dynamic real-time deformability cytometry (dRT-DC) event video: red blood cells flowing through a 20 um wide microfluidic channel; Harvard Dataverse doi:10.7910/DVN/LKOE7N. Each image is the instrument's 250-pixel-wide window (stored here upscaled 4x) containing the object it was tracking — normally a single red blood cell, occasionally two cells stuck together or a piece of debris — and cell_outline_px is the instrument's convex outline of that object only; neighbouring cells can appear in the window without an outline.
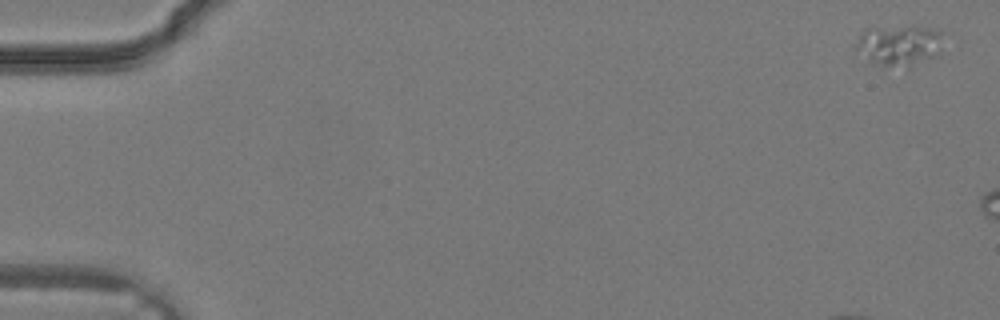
{"species": "common noctule bat (a hibernating species)", "species_latin": "Nyctalus noctula", "temperature_condition": "warm", "stored_images_in_passage": 8, "camera_frame_rate_fps": 3000, "um_per_image_px": 0.085, "animal": {"sex": "male", "body_mass_g": 19.2, "forearm_length_mm": 51.8}, "frame": {"image": 1, "passage_image": 1, "time_ms": 0.0, "image_size_px": [1000, 320], "cell_outline_px": [[940, 32], [932, 56], [908, 68], [884, 68], [872, 64], [856, 48], [856, 44], [860, 36], [868, 28], [932, 28]], "centroid_in_image_um": [76.29, 3.92], "position_along_channel_um": 8.7, "area_um2": 19.59}}